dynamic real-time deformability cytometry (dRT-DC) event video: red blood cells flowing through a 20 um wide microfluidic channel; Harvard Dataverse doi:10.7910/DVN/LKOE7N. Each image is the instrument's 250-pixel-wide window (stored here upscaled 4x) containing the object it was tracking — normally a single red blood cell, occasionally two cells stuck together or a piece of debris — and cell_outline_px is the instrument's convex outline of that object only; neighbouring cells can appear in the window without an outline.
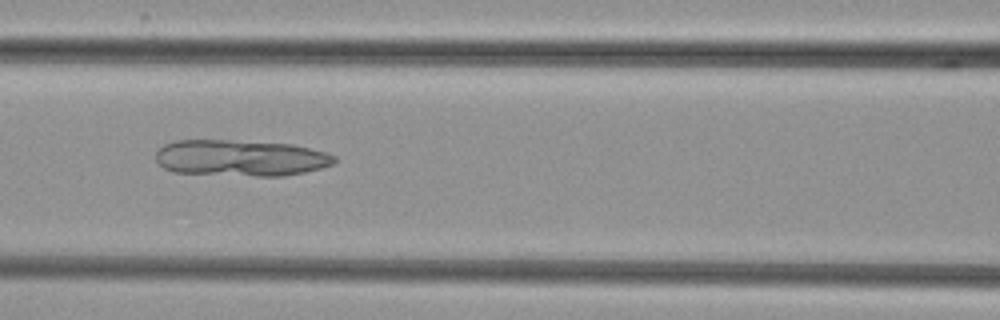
{"species": "common noctule bat (a hibernating species)", "species_latin": "Nyctalus noctula", "temperature_condition": "cold", "stored_images_in_passage": 9, "camera_frame_rate_fps": 3000, "um_per_image_px": 0.085, "animal": {"sex": "female", "body_mass_g": 29.2, "forearm_length_mm": 56.3}, "frame": {"image": 1, "passage_image": 6, "time_ms": 6.333, "image_size_px": [1000, 320], "cell_outline_px": [[336, 160], [332, 164], [320, 168], [304, 172], [284, 176], [256, 176], [172, 172], [164, 168], [156, 160], [156, 152], [164, 144], [176, 140], [228, 140], [292, 144], [324, 152], [336, 156]], "centroid_in_image_um": [20.43, 13.43], "position_along_channel_um": 146.2, "area_um2": 37.69}}
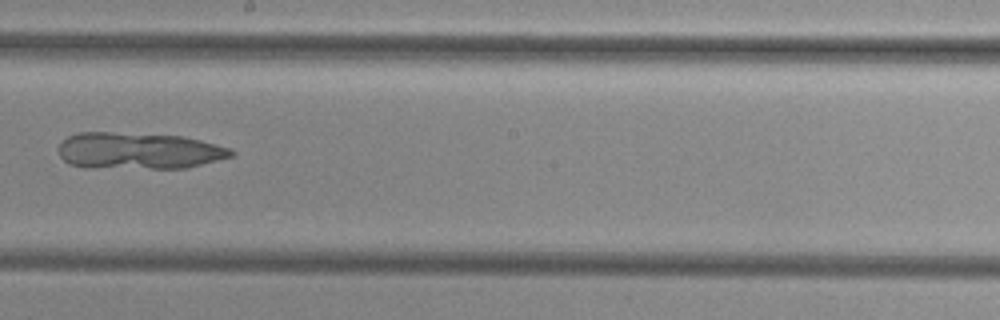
{"frame": {"image": 2, "passage_image": 8, "time_ms": 8.667, "image_size_px": [1000, 320], "cell_outline_px": [[236, 152], [232, 156], [188, 168], [84, 168], [68, 164], [60, 156], [60, 144], [68, 136], [80, 132], [108, 132], [184, 136], [232, 148]], "centroid_in_image_um": [11.8, 12.83], "position_along_channel_um": 236.4, "area_um2": 37.05}}
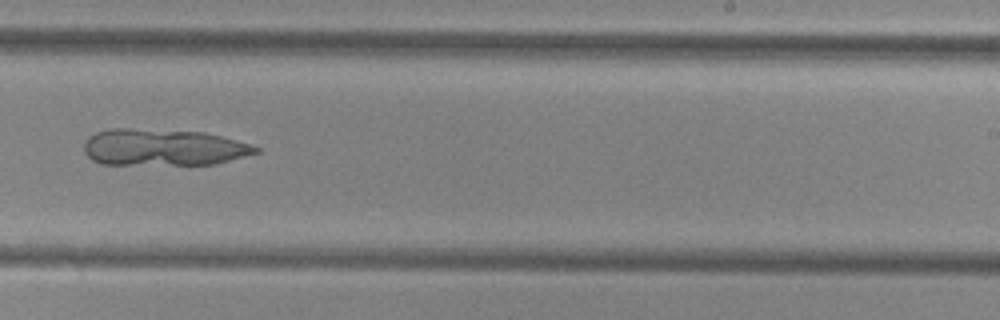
{"frame": {"image": 3, "passage_image": 9, "time_ms": 9.667, "image_size_px": [1000, 320], "cell_outline_px": [[260, 152], [216, 164], [100, 164], [92, 160], [84, 152], [84, 140], [88, 136], [96, 132], [108, 128], [128, 128], [204, 132], [252, 144], [260, 148]], "centroid_in_image_um": [13.85, 12.52], "position_along_channel_um": 275.1, "area_um2": 36.88}}